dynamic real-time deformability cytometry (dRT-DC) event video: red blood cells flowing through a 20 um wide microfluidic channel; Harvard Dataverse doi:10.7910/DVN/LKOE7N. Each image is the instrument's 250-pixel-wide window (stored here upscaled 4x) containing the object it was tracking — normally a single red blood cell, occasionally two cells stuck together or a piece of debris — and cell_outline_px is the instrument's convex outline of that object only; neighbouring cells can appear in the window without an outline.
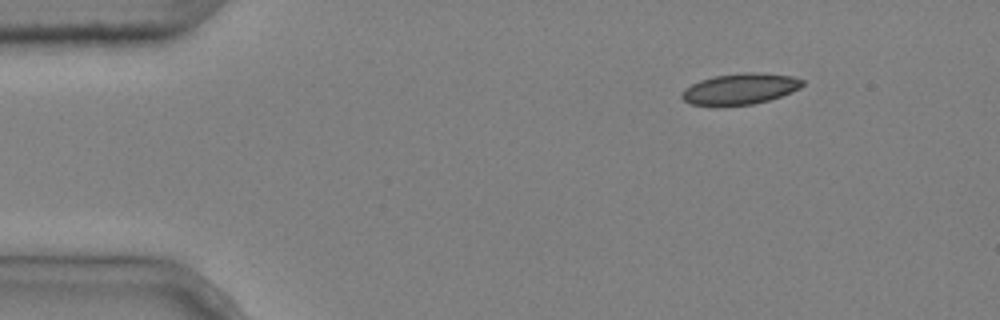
{"species": "common noctule bat (a hibernating species)", "species_latin": "Nyctalus noctula", "temperature_condition": "cold", "stored_images_in_passage": 4, "segment_of_instrument_passage": [1, 2], "camera_frame_rate_fps": 3000, "um_per_image_px": 0.085, "animal": {"sex": "male", "body_mass_g": 20.4}, "frame": {"image": 1, "passage_image": 1, "time_ms": 0.0, "image_size_px": [1000, 320], "cell_outline_px": [[804, 84], [800, 88], [792, 92], [768, 100], [752, 104], [716, 108], [712, 108], [692, 104], [684, 100], [680, 96], [680, 92], [684, 88], [700, 80], [716, 76], [740, 72], [756, 72], [792, 76], [804, 80]], "centroid_in_image_um": [62.85, 7.58], "position_along_channel_um": 22.1, "area_um2": 22.37}}